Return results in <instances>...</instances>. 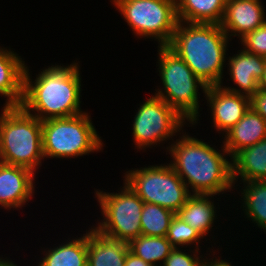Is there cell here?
<instances>
[{"label":"cell","mask_w":266,"mask_h":266,"mask_svg":"<svg viewBox=\"0 0 266 266\" xmlns=\"http://www.w3.org/2000/svg\"><path fill=\"white\" fill-rule=\"evenodd\" d=\"M182 135L167 147L173 161L169 163L192 194L219 195L232 189V163L223 147L220 153L211 145L189 135ZM187 179V180H186ZM188 181V182H187Z\"/></svg>","instance_id":"1"},{"label":"cell","mask_w":266,"mask_h":266,"mask_svg":"<svg viewBox=\"0 0 266 266\" xmlns=\"http://www.w3.org/2000/svg\"><path fill=\"white\" fill-rule=\"evenodd\" d=\"M78 63L51 66L32 82L25 67L21 107L40 121L82 114L80 109L81 76ZM34 83V84H33ZM37 111L32 114L31 111Z\"/></svg>","instance_id":"2"},{"label":"cell","mask_w":266,"mask_h":266,"mask_svg":"<svg viewBox=\"0 0 266 266\" xmlns=\"http://www.w3.org/2000/svg\"><path fill=\"white\" fill-rule=\"evenodd\" d=\"M229 39L218 24H183L179 21L167 47L179 56L207 87L217 86L222 85Z\"/></svg>","instance_id":"3"},{"label":"cell","mask_w":266,"mask_h":266,"mask_svg":"<svg viewBox=\"0 0 266 266\" xmlns=\"http://www.w3.org/2000/svg\"><path fill=\"white\" fill-rule=\"evenodd\" d=\"M2 109L0 162L23 166L35 172L44 159L42 121L21 106H4Z\"/></svg>","instance_id":"4"},{"label":"cell","mask_w":266,"mask_h":266,"mask_svg":"<svg viewBox=\"0 0 266 266\" xmlns=\"http://www.w3.org/2000/svg\"><path fill=\"white\" fill-rule=\"evenodd\" d=\"M159 74L164 92L158 89L154 95L163 99L179 115L190 124H196L199 119V86L205 92L204 84L189 68V66L167 46H158Z\"/></svg>","instance_id":"5"},{"label":"cell","mask_w":266,"mask_h":266,"mask_svg":"<svg viewBox=\"0 0 266 266\" xmlns=\"http://www.w3.org/2000/svg\"><path fill=\"white\" fill-rule=\"evenodd\" d=\"M87 114L42 121L44 158H74L102 149L101 137Z\"/></svg>","instance_id":"6"},{"label":"cell","mask_w":266,"mask_h":266,"mask_svg":"<svg viewBox=\"0 0 266 266\" xmlns=\"http://www.w3.org/2000/svg\"><path fill=\"white\" fill-rule=\"evenodd\" d=\"M126 173L125 182L144 203L160 205L175 214L191 195L170 164L141 167Z\"/></svg>","instance_id":"7"},{"label":"cell","mask_w":266,"mask_h":266,"mask_svg":"<svg viewBox=\"0 0 266 266\" xmlns=\"http://www.w3.org/2000/svg\"><path fill=\"white\" fill-rule=\"evenodd\" d=\"M136 35L167 46L178 25L176 0H112Z\"/></svg>","instance_id":"8"},{"label":"cell","mask_w":266,"mask_h":266,"mask_svg":"<svg viewBox=\"0 0 266 266\" xmlns=\"http://www.w3.org/2000/svg\"><path fill=\"white\" fill-rule=\"evenodd\" d=\"M104 220L94 227L101 234L129 243L141 235V212L144 202L124 181L119 193L96 190Z\"/></svg>","instance_id":"9"},{"label":"cell","mask_w":266,"mask_h":266,"mask_svg":"<svg viewBox=\"0 0 266 266\" xmlns=\"http://www.w3.org/2000/svg\"><path fill=\"white\" fill-rule=\"evenodd\" d=\"M185 119L158 96L148 98L138 108L133 122V137L138 149L168 140L180 132Z\"/></svg>","instance_id":"10"},{"label":"cell","mask_w":266,"mask_h":266,"mask_svg":"<svg viewBox=\"0 0 266 266\" xmlns=\"http://www.w3.org/2000/svg\"><path fill=\"white\" fill-rule=\"evenodd\" d=\"M222 86H209L203 93L211 107L215 128L226 133L250 108V97L230 92Z\"/></svg>","instance_id":"11"},{"label":"cell","mask_w":266,"mask_h":266,"mask_svg":"<svg viewBox=\"0 0 266 266\" xmlns=\"http://www.w3.org/2000/svg\"><path fill=\"white\" fill-rule=\"evenodd\" d=\"M35 174L29 168L0 162L1 207H23L34 193Z\"/></svg>","instance_id":"12"},{"label":"cell","mask_w":266,"mask_h":266,"mask_svg":"<svg viewBox=\"0 0 266 266\" xmlns=\"http://www.w3.org/2000/svg\"><path fill=\"white\" fill-rule=\"evenodd\" d=\"M260 0H226L225 12L220 24L226 35L243 38L266 22ZM231 33V34H230Z\"/></svg>","instance_id":"13"},{"label":"cell","mask_w":266,"mask_h":266,"mask_svg":"<svg viewBox=\"0 0 266 266\" xmlns=\"http://www.w3.org/2000/svg\"><path fill=\"white\" fill-rule=\"evenodd\" d=\"M228 62L230 78L240 89L225 86L223 88L251 98L258 91V83L266 67V57L242 49L240 53L229 57Z\"/></svg>","instance_id":"14"},{"label":"cell","mask_w":266,"mask_h":266,"mask_svg":"<svg viewBox=\"0 0 266 266\" xmlns=\"http://www.w3.org/2000/svg\"><path fill=\"white\" fill-rule=\"evenodd\" d=\"M224 136L225 141H223L222 147L232 158L240 150L253 146L266 138V120L250 107Z\"/></svg>","instance_id":"15"},{"label":"cell","mask_w":266,"mask_h":266,"mask_svg":"<svg viewBox=\"0 0 266 266\" xmlns=\"http://www.w3.org/2000/svg\"><path fill=\"white\" fill-rule=\"evenodd\" d=\"M25 61L10 49L0 48V94L4 106H20L23 99Z\"/></svg>","instance_id":"16"},{"label":"cell","mask_w":266,"mask_h":266,"mask_svg":"<svg viewBox=\"0 0 266 266\" xmlns=\"http://www.w3.org/2000/svg\"><path fill=\"white\" fill-rule=\"evenodd\" d=\"M129 244L88 230L87 266H124Z\"/></svg>","instance_id":"17"},{"label":"cell","mask_w":266,"mask_h":266,"mask_svg":"<svg viewBox=\"0 0 266 266\" xmlns=\"http://www.w3.org/2000/svg\"><path fill=\"white\" fill-rule=\"evenodd\" d=\"M232 180H266V138L237 152L232 158Z\"/></svg>","instance_id":"18"},{"label":"cell","mask_w":266,"mask_h":266,"mask_svg":"<svg viewBox=\"0 0 266 266\" xmlns=\"http://www.w3.org/2000/svg\"><path fill=\"white\" fill-rule=\"evenodd\" d=\"M215 195L191 194L181 209L175 214L204 237L212 229L216 219V208L210 201ZM207 233V234H206Z\"/></svg>","instance_id":"19"},{"label":"cell","mask_w":266,"mask_h":266,"mask_svg":"<svg viewBox=\"0 0 266 266\" xmlns=\"http://www.w3.org/2000/svg\"><path fill=\"white\" fill-rule=\"evenodd\" d=\"M225 6L226 0H176L177 17L183 23L220 25Z\"/></svg>","instance_id":"20"},{"label":"cell","mask_w":266,"mask_h":266,"mask_svg":"<svg viewBox=\"0 0 266 266\" xmlns=\"http://www.w3.org/2000/svg\"><path fill=\"white\" fill-rule=\"evenodd\" d=\"M38 266H87L88 232L59 247L47 250Z\"/></svg>","instance_id":"21"},{"label":"cell","mask_w":266,"mask_h":266,"mask_svg":"<svg viewBox=\"0 0 266 266\" xmlns=\"http://www.w3.org/2000/svg\"><path fill=\"white\" fill-rule=\"evenodd\" d=\"M128 244L132 253L152 266H158V262L160 266L161 260L164 263L174 248L166 236H145L141 234L137 238L132 239Z\"/></svg>","instance_id":"22"},{"label":"cell","mask_w":266,"mask_h":266,"mask_svg":"<svg viewBox=\"0 0 266 266\" xmlns=\"http://www.w3.org/2000/svg\"><path fill=\"white\" fill-rule=\"evenodd\" d=\"M243 189L245 215L266 230V180L247 181Z\"/></svg>","instance_id":"23"},{"label":"cell","mask_w":266,"mask_h":266,"mask_svg":"<svg viewBox=\"0 0 266 266\" xmlns=\"http://www.w3.org/2000/svg\"><path fill=\"white\" fill-rule=\"evenodd\" d=\"M175 213L156 204L144 203L141 212V234L164 237L167 235L170 221Z\"/></svg>","instance_id":"24"},{"label":"cell","mask_w":266,"mask_h":266,"mask_svg":"<svg viewBox=\"0 0 266 266\" xmlns=\"http://www.w3.org/2000/svg\"><path fill=\"white\" fill-rule=\"evenodd\" d=\"M166 238L174 248L179 247L180 245L182 247L186 245L185 247H187V245L196 243V249L193 253L196 254L197 252H200L198 251L199 248L197 246L200 243L199 239H202V236L196 229H193L176 215L170 221Z\"/></svg>","instance_id":"25"},{"label":"cell","mask_w":266,"mask_h":266,"mask_svg":"<svg viewBox=\"0 0 266 266\" xmlns=\"http://www.w3.org/2000/svg\"><path fill=\"white\" fill-rule=\"evenodd\" d=\"M240 40L245 51L266 57V22Z\"/></svg>","instance_id":"26"},{"label":"cell","mask_w":266,"mask_h":266,"mask_svg":"<svg viewBox=\"0 0 266 266\" xmlns=\"http://www.w3.org/2000/svg\"><path fill=\"white\" fill-rule=\"evenodd\" d=\"M197 256V257H196ZM203 261L196 254L190 255L180 250V247L173 248L169 256L161 266H202Z\"/></svg>","instance_id":"27"},{"label":"cell","mask_w":266,"mask_h":266,"mask_svg":"<svg viewBox=\"0 0 266 266\" xmlns=\"http://www.w3.org/2000/svg\"><path fill=\"white\" fill-rule=\"evenodd\" d=\"M250 107L266 120V92L258 90L250 98Z\"/></svg>","instance_id":"28"},{"label":"cell","mask_w":266,"mask_h":266,"mask_svg":"<svg viewBox=\"0 0 266 266\" xmlns=\"http://www.w3.org/2000/svg\"><path fill=\"white\" fill-rule=\"evenodd\" d=\"M124 266H152V265L146 263L143 259L136 256L134 253H132L129 250L126 255Z\"/></svg>","instance_id":"29"},{"label":"cell","mask_w":266,"mask_h":266,"mask_svg":"<svg viewBox=\"0 0 266 266\" xmlns=\"http://www.w3.org/2000/svg\"><path fill=\"white\" fill-rule=\"evenodd\" d=\"M212 259L211 262H209L208 260L205 261V259L203 260L202 266H232L230 263H228L225 260H221L219 259ZM208 261V262H207Z\"/></svg>","instance_id":"30"},{"label":"cell","mask_w":266,"mask_h":266,"mask_svg":"<svg viewBox=\"0 0 266 266\" xmlns=\"http://www.w3.org/2000/svg\"><path fill=\"white\" fill-rule=\"evenodd\" d=\"M258 90L266 92V67L263 73V77L259 80Z\"/></svg>","instance_id":"31"},{"label":"cell","mask_w":266,"mask_h":266,"mask_svg":"<svg viewBox=\"0 0 266 266\" xmlns=\"http://www.w3.org/2000/svg\"><path fill=\"white\" fill-rule=\"evenodd\" d=\"M0 266H17V265L8 259L5 260L3 258H0Z\"/></svg>","instance_id":"32"}]
</instances>
